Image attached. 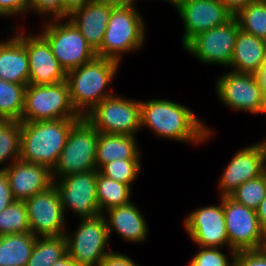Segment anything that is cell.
Here are the masks:
<instances>
[{
	"instance_id": "1",
	"label": "cell",
	"mask_w": 266,
	"mask_h": 266,
	"mask_svg": "<svg viewBox=\"0 0 266 266\" xmlns=\"http://www.w3.org/2000/svg\"><path fill=\"white\" fill-rule=\"evenodd\" d=\"M141 129L149 128L158 136L177 142L203 144L215 131L204 124L192 109L173 100H141Z\"/></svg>"
},
{
	"instance_id": "2",
	"label": "cell",
	"mask_w": 266,
	"mask_h": 266,
	"mask_svg": "<svg viewBox=\"0 0 266 266\" xmlns=\"http://www.w3.org/2000/svg\"><path fill=\"white\" fill-rule=\"evenodd\" d=\"M79 119L21 122L19 159L52 170L65 147L71 128Z\"/></svg>"
},
{
	"instance_id": "3",
	"label": "cell",
	"mask_w": 266,
	"mask_h": 266,
	"mask_svg": "<svg viewBox=\"0 0 266 266\" xmlns=\"http://www.w3.org/2000/svg\"><path fill=\"white\" fill-rule=\"evenodd\" d=\"M119 68L120 62L96 56L93 60L67 72L66 81L71 101L82 117L104 99L114 95L107 87L112 83Z\"/></svg>"
},
{
	"instance_id": "4",
	"label": "cell",
	"mask_w": 266,
	"mask_h": 266,
	"mask_svg": "<svg viewBox=\"0 0 266 266\" xmlns=\"http://www.w3.org/2000/svg\"><path fill=\"white\" fill-rule=\"evenodd\" d=\"M140 12L135 6L114 7L102 45L96 55L121 63L123 54L142 49L147 30Z\"/></svg>"
},
{
	"instance_id": "5",
	"label": "cell",
	"mask_w": 266,
	"mask_h": 266,
	"mask_svg": "<svg viewBox=\"0 0 266 266\" xmlns=\"http://www.w3.org/2000/svg\"><path fill=\"white\" fill-rule=\"evenodd\" d=\"M99 131L85 118L71 128L65 147L51 170L52 179L97 170L96 150Z\"/></svg>"
},
{
	"instance_id": "6",
	"label": "cell",
	"mask_w": 266,
	"mask_h": 266,
	"mask_svg": "<svg viewBox=\"0 0 266 266\" xmlns=\"http://www.w3.org/2000/svg\"><path fill=\"white\" fill-rule=\"evenodd\" d=\"M43 24L40 35L48 42L53 55L66 73L97 56L68 18L50 19Z\"/></svg>"
},
{
	"instance_id": "7",
	"label": "cell",
	"mask_w": 266,
	"mask_h": 266,
	"mask_svg": "<svg viewBox=\"0 0 266 266\" xmlns=\"http://www.w3.org/2000/svg\"><path fill=\"white\" fill-rule=\"evenodd\" d=\"M82 118L74 108L67 81L25 88L21 122Z\"/></svg>"
},
{
	"instance_id": "8",
	"label": "cell",
	"mask_w": 266,
	"mask_h": 266,
	"mask_svg": "<svg viewBox=\"0 0 266 266\" xmlns=\"http://www.w3.org/2000/svg\"><path fill=\"white\" fill-rule=\"evenodd\" d=\"M81 221V222H80ZM73 233L65 232L67 253L80 266H99L112 249L107 222L103 214L81 218Z\"/></svg>"
},
{
	"instance_id": "9",
	"label": "cell",
	"mask_w": 266,
	"mask_h": 266,
	"mask_svg": "<svg viewBox=\"0 0 266 266\" xmlns=\"http://www.w3.org/2000/svg\"><path fill=\"white\" fill-rule=\"evenodd\" d=\"M140 100L115 94L84 116L99 132L137 136L141 130Z\"/></svg>"
},
{
	"instance_id": "10",
	"label": "cell",
	"mask_w": 266,
	"mask_h": 266,
	"mask_svg": "<svg viewBox=\"0 0 266 266\" xmlns=\"http://www.w3.org/2000/svg\"><path fill=\"white\" fill-rule=\"evenodd\" d=\"M217 79L215 92L223 105L241 113L265 114L266 100L255 74L229 71Z\"/></svg>"
},
{
	"instance_id": "11",
	"label": "cell",
	"mask_w": 266,
	"mask_h": 266,
	"mask_svg": "<svg viewBox=\"0 0 266 266\" xmlns=\"http://www.w3.org/2000/svg\"><path fill=\"white\" fill-rule=\"evenodd\" d=\"M223 201L229 248L237 251L258 250L266 244V234L260 227L256 210L237 203L230 196Z\"/></svg>"
},
{
	"instance_id": "12",
	"label": "cell",
	"mask_w": 266,
	"mask_h": 266,
	"mask_svg": "<svg viewBox=\"0 0 266 266\" xmlns=\"http://www.w3.org/2000/svg\"><path fill=\"white\" fill-rule=\"evenodd\" d=\"M239 30L233 17L224 25L199 33L183 48L203 64L229 68Z\"/></svg>"
},
{
	"instance_id": "13",
	"label": "cell",
	"mask_w": 266,
	"mask_h": 266,
	"mask_svg": "<svg viewBox=\"0 0 266 266\" xmlns=\"http://www.w3.org/2000/svg\"><path fill=\"white\" fill-rule=\"evenodd\" d=\"M62 202L65 216L91 218L101 215L96 195L97 170L73 174L53 180Z\"/></svg>"
},
{
	"instance_id": "14",
	"label": "cell",
	"mask_w": 266,
	"mask_h": 266,
	"mask_svg": "<svg viewBox=\"0 0 266 266\" xmlns=\"http://www.w3.org/2000/svg\"><path fill=\"white\" fill-rule=\"evenodd\" d=\"M11 31L26 47L29 59V84L48 85L66 80L67 73L53 55L48 42L40 35L25 33V28Z\"/></svg>"
},
{
	"instance_id": "15",
	"label": "cell",
	"mask_w": 266,
	"mask_h": 266,
	"mask_svg": "<svg viewBox=\"0 0 266 266\" xmlns=\"http://www.w3.org/2000/svg\"><path fill=\"white\" fill-rule=\"evenodd\" d=\"M29 227L36 237L61 236L66 232V216L54 183L25 200Z\"/></svg>"
},
{
	"instance_id": "16",
	"label": "cell",
	"mask_w": 266,
	"mask_h": 266,
	"mask_svg": "<svg viewBox=\"0 0 266 266\" xmlns=\"http://www.w3.org/2000/svg\"><path fill=\"white\" fill-rule=\"evenodd\" d=\"M218 204L201 206L185 216L184 228L189 239L197 246L229 248L225 224L223 201Z\"/></svg>"
},
{
	"instance_id": "17",
	"label": "cell",
	"mask_w": 266,
	"mask_h": 266,
	"mask_svg": "<svg viewBox=\"0 0 266 266\" xmlns=\"http://www.w3.org/2000/svg\"><path fill=\"white\" fill-rule=\"evenodd\" d=\"M175 9L184 26L183 47L199 33L224 25L234 17L221 0H183Z\"/></svg>"
},
{
	"instance_id": "18",
	"label": "cell",
	"mask_w": 266,
	"mask_h": 266,
	"mask_svg": "<svg viewBox=\"0 0 266 266\" xmlns=\"http://www.w3.org/2000/svg\"><path fill=\"white\" fill-rule=\"evenodd\" d=\"M249 145L239 149L224 168L218 181L220 197L230 196L241 184L266 171V161L261 143L256 142Z\"/></svg>"
},
{
	"instance_id": "19",
	"label": "cell",
	"mask_w": 266,
	"mask_h": 266,
	"mask_svg": "<svg viewBox=\"0 0 266 266\" xmlns=\"http://www.w3.org/2000/svg\"><path fill=\"white\" fill-rule=\"evenodd\" d=\"M5 171L13 198L25 201L53 184L51 170L41 164L16 160Z\"/></svg>"
},
{
	"instance_id": "20",
	"label": "cell",
	"mask_w": 266,
	"mask_h": 266,
	"mask_svg": "<svg viewBox=\"0 0 266 266\" xmlns=\"http://www.w3.org/2000/svg\"><path fill=\"white\" fill-rule=\"evenodd\" d=\"M137 205L132 201L126 205L113 207L103 213L106 219L109 237L114 230L122 240L141 243L148 239V225Z\"/></svg>"
},
{
	"instance_id": "21",
	"label": "cell",
	"mask_w": 266,
	"mask_h": 266,
	"mask_svg": "<svg viewBox=\"0 0 266 266\" xmlns=\"http://www.w3.org/2000/svg\"><path fill=\"white\" fill-rule=\"evenodd\" d=\"M113 8L110 5L91 1L68 16L95 52L102 45Z\"/></svg>"
},
{
	"instance_id": "22",
	"label": "cell",
	"mask_w": 266,
	"mask_h": 266,
	"mask_svg": "<svg viewBox=\"0 0 266 266\" xmlns=\"http://www.w3.org/2000/svg\"><path fill=\"white\" fill-rule=\"evenodd\" d=\"M0 42V79L29 84V59L25 45L14 35Z\"/></svg>"
},
{
	"instance_id": "23",
	"label": "cell",
	"mask_w": 266,
	"mask_h": 266,
	"mask_svg": "<svg viewBox=\"0 0 266 266\" xmlns=\"http://www.w3.org/2000/svg\"><path fill=\"white\" fill-rule=\"evenodd\" d=\"M266 62V41L243 30H239L230 71L255 74Z\"/></svg>"
},
{
	"instance_id": "24",
	"label": "cell",
	"mask_w": 266,
	"mask_h": 266,
	"mask_svg": "<svg viewBox=\"0 0 266 266\" xmlns=\"http://www.w3.org/2000/svg\"><path fill=\"white\" fill-rule=\"evenodd\" d=\"M136 137L99 132L96 150L97 170L103 165L118 159H141V150Z\"/></svg>"
},
{
	"instance_id": "25",
	"label": "cell",
	"mask_w": 266,
	"mask_h": 266,
	"mask_svg": "<svg viewBox=\"0 0 266 266\" xmlns=\"http://www.w3.org/2000/svg\"><path fill=\"white\" fill-rule=\"evenodd\" d=\"M36 238L32 232L0 236V266H26Z\"/></svg>"
},
{
	"instance_id": "26",
	"label": "cell",
	"mask_w": 266,
	"mask_h": 266,
	"mask_svg": "<svg viewBox=\"0 0 266 266\" xmlns=\"http://www.w3.org/2000/svg\"><path fill=\"white\" fill-rule=\"evenodd\" d=\"M96 195L101 214L132 201V187L102 175L97 170ZM131 199V200H130Z\"/></svg>"
},
{
	"instance_id": "27",
	"label": "cell",
	"mask_w": 266,
	"mask_h": 266,
	"mask_svg": "<svg viewBox=\"0 0 266 266\" xmlns=\"http://www.w3.org/2000/svg\"><path fill=\"white\" fill-rule=\"evenodd\" d=\"M67 254L64 235L37 237L26 266H52Z\"/></svg>"
},
{
	"instance_id": "28",
	"label": "cell",
	"mask_w": 266,
	"mask_h": 266,
	"mask_svg": "<svg viewBox=\"0 0 266 266\" xmlns=\"http://www.w3.org/2000/svg\"><path fill=\"white\" fill-rule=\"evenodd\" d=\"M25 84L0 79V120H19L24 111Z\"/></svg>"
},
{
	"instance_id": "29",
	"label": "cell",
	"mask_w": 266,
	"mask_h": 266,
	"mask_svg": "<svg viewBox=\"0 0 266 266\" xmlns=\"http://www.w3.org/2000/svg\"><path fill=\"white\" fill-rule=\"evenodd\" d=\"M20 143L21 121L0 120V169H6L11 163L19 160Z\"/></svg>"
},
{
	"instance_id": "30",
	"label": "cell",
	"mask_w": 266,
	"mask_h": 266,
	"mask_svg": "<svg viewBox=\"0 0 266 266\" xmlns=\"http://www.w3.org/2000/svg\"><path fill=\"white\" fill-rule=\"evenodd\" d=\"M234 17L241 30L266 41V0L249 3Z\"/></svg>"
},
{
	"instance_id": "31",
	"label": "cell",
	"mask_w": 266,
	"mask_h": 266,
	"mask_svg": "<svg viewBox=\"0 0 266 266\" xmlns=\"http://www.w3.org/2000/svg\"><path fill=\"white\" fill-rule=\"evenodd\" d=\"M30 232L25 201L15 200L0 212V236Z\"/></svg>"
},
{
	"instance_id": "32",
	"label": "cell",
	"mask_w": 266,
	"mask_h": 266,
	"mask_svg": "<svg viewBox=\"0 0 266 266\" xmlns=\"http://www.w3.org/2000/svg\"><path fill=\"white\" fill-rule=\"evenodd\" d=\"M266 195V171L241 184L230 197L237 203L256 210Z\"/></svg>"
},
{
	"instance_id": "33",
	"label": "cell",
	"mask_w": 266,
	"mask_h": 266,
	"mask_svg": "<svg viewBox=\"0 0 266 266\" xmlns=\"http://www.w3.org/2000/svg\"><path fill=\"white\" fill-rule=\"evenodd\" d=\"M141 159L115 160L103 165L98 171L113 180L128 184L130 187L141 174Z\"/></svg>"
},
{
	"instance_id": "34",
	"label": "cell",
	"mask_w": 266,
	"mask_h": 266,
	"mask_svg": "<svg viewBox=\"0 0 266 266\" xmlns=\"http://www.w3.org/2000/svg\"><path fill=\"white\" fill-rule=\"evenodd\" d=\"M191 258L188 266H234L235 251L229 249L228 253H223V248L201 247Z\"/></svg>"
},
{
	"instance_id": "35",
	"label": "cell",
	"mask_w": 266,
	"mask_h": 266,
	"mask_svg": "<svg viewBox=\"0 0 266 266\" xmlns=\"http://www.w3.org/2000/svg\"><path fill=\"white\" fill-rule=\"evenodd\" d=\"M33 11L40 16L50 19L64 18L63 0H29V12Z\"/></svg>"
},
{
	"instance_id": "36",
	"label": "cell",
	"mask_w": 266,
	"mask_h": 266,
	"mask_svg": "<svg viewBox=\"0 0 266 266\" xmlns=\"http://www.w3.org/2000/svg\"><path fill=\"white\" fill-rule=\"evenodd\" d=\"M234 266H266V249L237 251Z\"/></svg>"
},
{
	"instance_id": "37",
	"label": "cell",
	"mask_w": 266,
	"mask_h": 266,
	"mask_svg": "<svg viewBox=\"0 0 266 266\" xmlns=\"http://www.w3.org/2000/svg\"><path fill=\"white\" fill-rule=\"evenodd\" d=\"M29 12V0H0V17H21Z\"/></svg>"
},
{
	"instance_id": "38",
	"label": "cell",
	"mask_w": 266,
	"mask_h": 266,
	"mask_svg": "<svg viewBox=\"0 0 266 266\" xmlns=\"http://www.w3.org/2000/svg\"><path fill=\"white\" fill-rule=\"evenodd\" d=\"M99 266H140L130 256L125 253L110 251L101 261Z\"/></svg>"
},
{
	"instance_id": "39",
	"label": "cell",
	"mask_w": 266,
	"mask_h": 266,
	"mask_svg": "<svg viewBox=\"0 0 266 266\" xmlns=\"http://www.w3.org/2000/svg\"><path fill=\"white\" fill-rule=\"evenodd\" d=\"M15 201L13 198L7 172L5 169H0V212Z\"/></svg>"
},
{
	"instance_id": "40",
	"label": "cell",
	"mask_w": 266,
	"mask_h": 266,
	"mask_svg": "<svg viewBox=\"0 0 266 266\" xmlns=\"http://www.w3.org/2000/svg\"><path fill=\"white\" fill-rule=\"evenodd\" d=\"M91 1L93 0H63L64 18H68L75 10L83 8Z\"/></svg>"
},
{
	"instance_id": "41",
	"label": "cell",
	"mask_w": 266,
	"mask_h": 266,
	"mask_svg": "<svg viewBox=\"0 0 266 266\" xmlns=\"http://www.w3.org/2000/svg\"><path fill=\"white\" fill-rule=\"evenodd\" d=\"M256 0H221V2L235 15L240 9Z\"/></svg>"
},
{
	"instance_id": "42",
	"label": "cell",
	"mask_w": 266,
	"mask_h": 266,
	"mask_svg": "<svg viewBox=\"0 0 266 266\" xmlns=\"http://www.w3.org/2000/svg\"><path fill=\"white\" fill-rule=\"evenodd\" d=\"M256 214L258 216L260 227L266 234V195L258 206V208L256 209Z\"/></svg>"
},
{
	"instance_id": "43",
	"label": "cell",
	"mask_w": 266,
	"mask_h": 266,
	"mask_svg": "<svg viewBox=\"0 0 266 266\" xmlns=\"http://www.w3.org/2000/svg\"><path fill=\"white\" fill-rule=\"evenodd\" d=\"M258 84L261 88L262 94L266 100V62L262 67L255 73Z\"/></svg>"
},
{
	"instance_id": "44",
	"label": "cell",
	"mask_w": 266,
	"mask_h": 266,
	"mask_svg": "<svg viewBox=\"0 0 266 266\" xmlns=\"http://www.w3.org/2000/svg\"><path fill=\"white\" fill-rule=\"evenodd\" d=\"M94 2L100 4H106L113 7H121V6H135L137 0H93Z\"/></svg>"
},
{
	"instance_id": "45",
	"label": "cell",
	"mask_w": 266,
	"mask_h": 266,
	"mask_svg": "<svg viewBox=\"0 0 266 266\" xmlns=\"http://www.w3.org/2000/svg\"><path fill=\"white\" fill-rule=\"evenodd\" d=\"M52 266H80L78 265L67 253L64 257H62L60 260H58L55 264Z\"/></svg>"
},
{
	"instance_id": "46",
	"label": "cell",
	"mask_w": 266,
	"mask_h": 266,
	"mask_svg": "<svg viewBox=\"0 0 266 266\" xmlns=\"http://www.w3.org/2000/svg\"><path fill=\"white\" fill-rule=\"evenodd\" d=\"M262 145L263 151H264V156H265V161H266V137L265 139L259 141Z\"/></svg>"
},
{
	"instance_id": "47",
	"label": "cell",
	"mask_w": 266,
	"mask_h": 266,
	"mask_svg": "<svg viewBox=\"0 0 266 266\" xmlns=\"http://www.w3.org/2000/svg\"><path fill=\"white\" fill-rule=\"evenodd\" d=\"M163 1L169 2V4L171 3L175 7L177 4H179L183 0H163Z\"/></svg>"
}]
</instances>
